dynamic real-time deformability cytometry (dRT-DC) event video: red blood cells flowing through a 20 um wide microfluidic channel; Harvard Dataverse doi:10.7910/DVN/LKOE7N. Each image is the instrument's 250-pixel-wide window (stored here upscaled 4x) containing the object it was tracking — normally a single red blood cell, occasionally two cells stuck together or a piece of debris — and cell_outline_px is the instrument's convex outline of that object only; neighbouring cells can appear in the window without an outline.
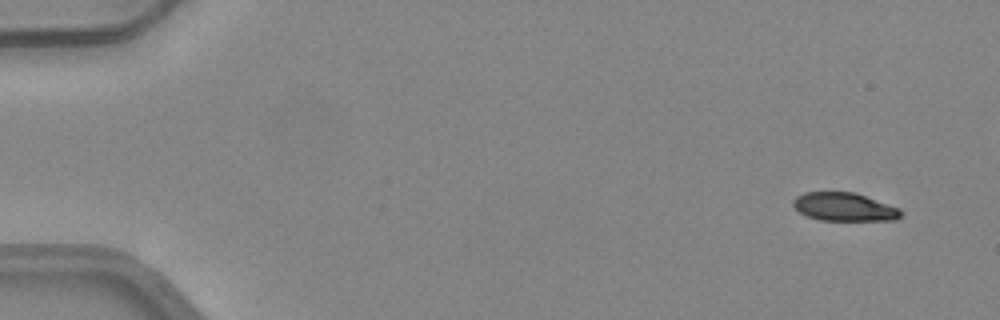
{"species": "common noctule bat (a hibernating species)", "species_latin": "Nyctalus noctula", "temperature_condition": "warm", "stored_images_in_passage": 8, "camera_frame_rate_fps": 3000, "um_per_image_px": 0.085, "animal": {"sex": "female", "body_mass_g": 24.6, "forearm_length_mm": 56.2}, "frame": {"image": 1, "passage_image": 1, "time_ms": 0.0, "image_size_px": [1000, 320], "cell_outline_px": [[904, 212], [896, 220], [820, 220], [808, 216], [800, 212], [792, 204], [792, 200], [796, 196], [804, 192], [852, 192], [900, 208]], "centroid_in_image_um": [71.76, 17.59], "position_along_channel_um": 13.2, "area_um2": 17.63}}
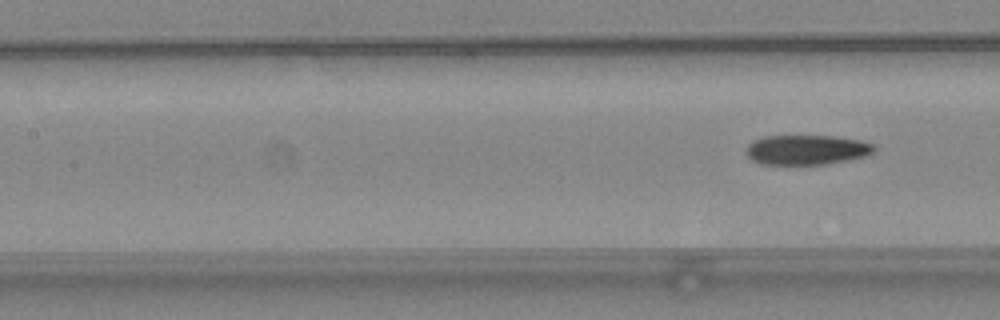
{"frame": {"image": 2, "passage_image": 8, "time_ms": 2.333, "image_size_px": [1000, 320], "cell_outline_px": [[876, 152], [864, 156], [848, 160], [824, 164], [760, 164], [752, 160], [744, 152], [748, 144], [752, 140], [764, 136], [832, 136], [860, 140], [872, 144], [876, 148]], "centroid_in_image_um": [68.54, 12.73], "position_along_channel_um": 138.9, "area_um2": 22.31}}